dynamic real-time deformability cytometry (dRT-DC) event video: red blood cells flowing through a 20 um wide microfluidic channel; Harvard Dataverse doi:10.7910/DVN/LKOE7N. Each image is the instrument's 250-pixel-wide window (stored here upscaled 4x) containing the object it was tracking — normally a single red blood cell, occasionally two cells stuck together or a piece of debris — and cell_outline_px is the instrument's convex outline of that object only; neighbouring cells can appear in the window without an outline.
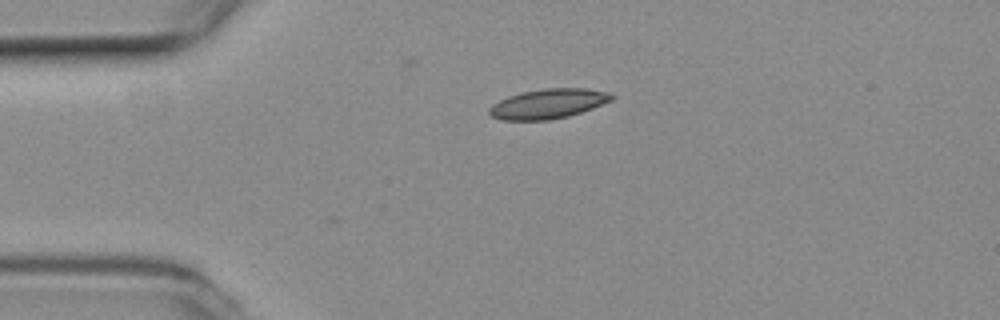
{"species": "common noctule bat (a hibernating species)", "species_latin": "Nyctalus noctula", "temperature_condition": "room temperature", "stored_images_in_passage": 10, "camera_frame_rate_fps": 3000, "um_per_image_px": 0.085, "animal": {"sex": "female", "body_mass_g": 19.3, "forearm_length_mm": 54.1}, "frame": {"image": 1, "passage_image": 1, "time_ms": 0.0, "image_size_px": [1000, 320], "cell_outline_px": [[616, 96], [612, 100], [592, 108], [568, 116], [548, 120], [500, 120], [492, 116], [488, 112], [488, 108], [492, 104], [508, 96], [520, 92], [544, 88], [588, 88], [608, 92]], "centroid_in_image_um": [46.58, 8.81], "position_along_channel_um": 38.4, "area_um2": 21.27}}
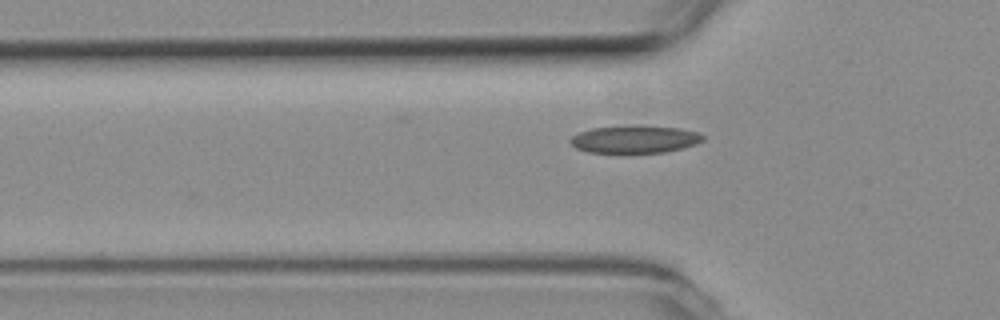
{"frame": {"image": 2, "passage_image": 6, "time_ms": 1.667, "image_size_px": [1000, 320], "cell_outline_px": [[704, 140], [696, 144], [684, 148], [664, 152], [624, 156], [588, 152], [576, 148], [568, 140], [572, 136], [580, 132], [592, 128], [632, 124], [680, 128], [696, 132], [704, 136]], "centroid_in_image_um": [53.92, 11.87], "position_along_channel_um": 71.9, "area_um2": 22.54}}
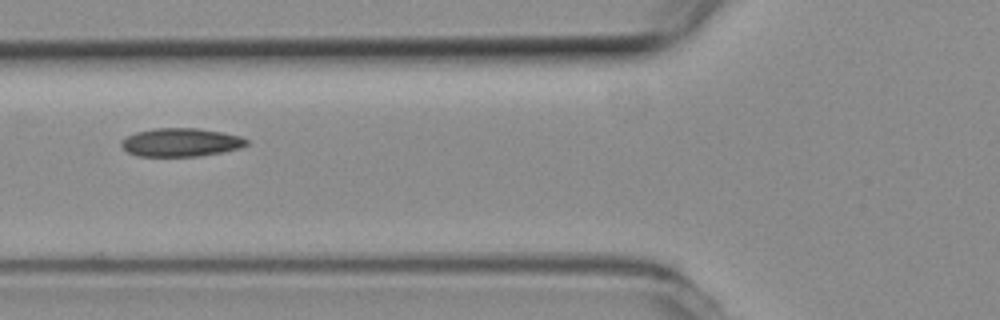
{"frame": {"image": 3, "passage_image": 9, "time_ms": 2.667, "image_size_px": [1000, 320], "cell_outline_px": [[248, 144], [240, 148], [224, 152], [200, 156], [136, 156], [128, 152], [120, 144], [120, 140], [136, 132], [156, 128], [196, 128], [220, 132], [240, 136], [248, 140]], "centroid_in_image_um": [15.37, 12.11], "position_along_channel_um": 110.4, "area_um2": 20.69}}